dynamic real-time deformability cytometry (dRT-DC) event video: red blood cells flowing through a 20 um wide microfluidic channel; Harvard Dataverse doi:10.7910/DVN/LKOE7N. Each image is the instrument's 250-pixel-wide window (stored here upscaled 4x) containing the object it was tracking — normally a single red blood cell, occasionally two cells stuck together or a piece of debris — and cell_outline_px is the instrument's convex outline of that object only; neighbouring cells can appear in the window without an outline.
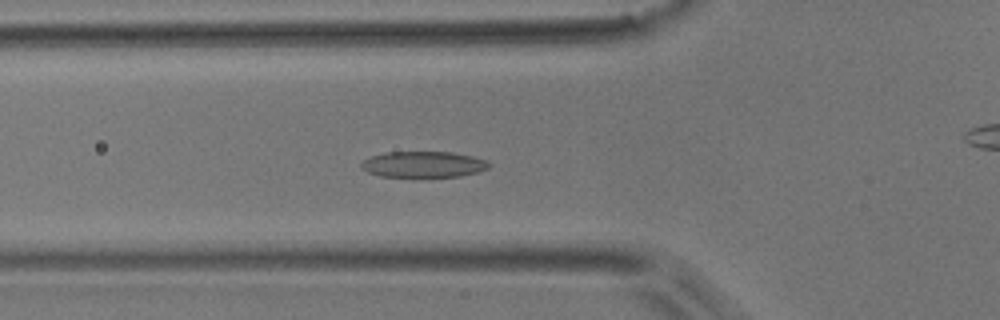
{"species": "common noctule bat (a hibernating species)", "species_latin": "Nyctalus noctula", "temperature_condition": "room temperature", "stored_images_in_passage": 52, "camera_frame_rate_fps": 3000, "um_per_image_px": 0.085, "animal": {"sex": "male", "body_mass_g": 17.9}, "frame": {"image": 1, "passage_image": 17, "time_ms": 5.333, "image_size_px": [1000, 320], "cell_outline_px": [[492, 164], [488, 168], [476, 172], [460, 176], [412, 180], [380, 176], [368, 172], [360, 168], [360, 164], [364, 160], [372, 156], [388, 152], [452, 152], [472, 156], [488, 160]], "centroid_in_image_um": [35.98, 14.02], "position_along_channel_um": 89.8, "area_um2": 20.35}}
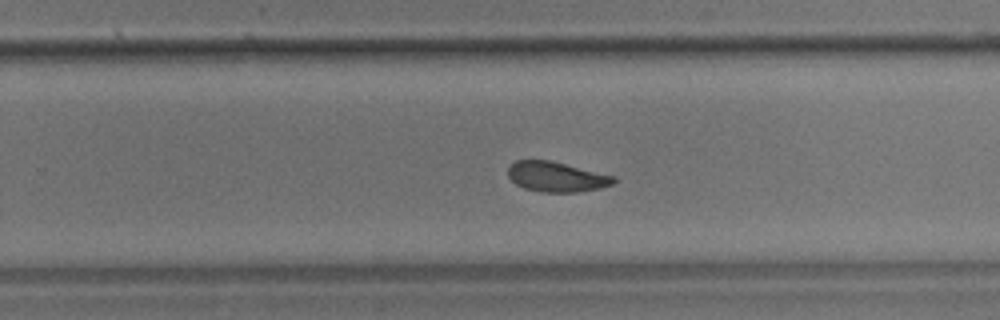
{"frame": {"image": 2, "passage_image": 32, "time_ms": 10.333, "image_size_px": [1000, 320], "cell_outline_px": [[616, 180], [612, 184], [600, 188], [576, 192], [540, 192], [524, 188], [516, 184], [508, 176], [508, 168], [516, 160], [552, 160], [616, 176]], "centroid_in_image_um": [47.31, 15.02], "position_along_channel_um": 282.5, "area_um2": 18.61}}
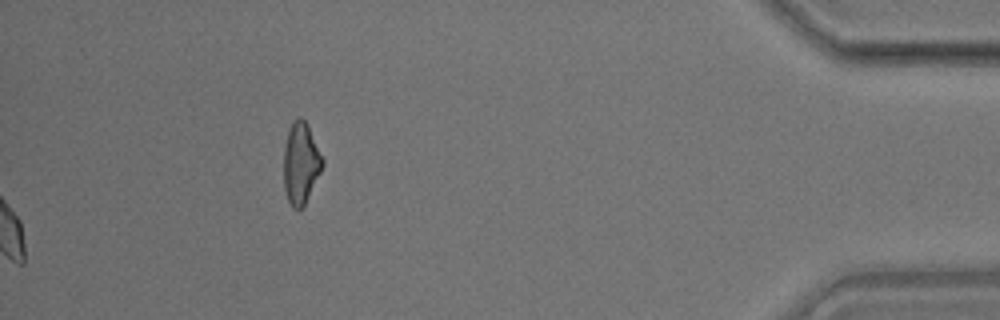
{"frame": {"image": 3, "passage_image": 52, "time_ms": 17.0, "image_size_px": [1000, 320], "cell_outline_px": [[324, 164], [304, 204], [300, 208], [292, 208], [288, 200], [284, 188], [284, 148], [288, 132], [292, 120], [300, 116], [308, 124], [324, 160]], "centroid_in_image_um": [25.56, 13.82], "position_along_channel_um": 409.6, "area_um2": 18.21}, "authors_computed_cell_mechanics": {"area_um2": 19.5942, "velocity_mm_per_s": 3.8545, "shape_relaxation_time_tau1_ms": 4.3315, "shape_relaxation_time_tau2_ms": 3.1894, "deformation_change_tau1": 0.1148, "deformation_change_tau2": 0.0954}}